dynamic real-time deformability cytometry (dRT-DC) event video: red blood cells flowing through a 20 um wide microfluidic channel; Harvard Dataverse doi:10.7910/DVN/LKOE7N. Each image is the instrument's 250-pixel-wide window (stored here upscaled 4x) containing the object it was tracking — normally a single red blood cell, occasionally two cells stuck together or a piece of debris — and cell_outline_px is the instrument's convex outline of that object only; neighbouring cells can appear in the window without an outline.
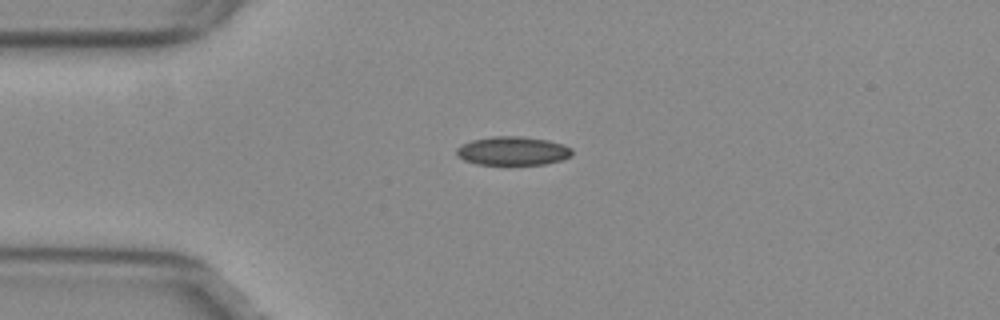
{"species": "common noctule bat (a hibernating species)", "species_latin": "Nyctalus noctula", "temperature_condition": "warm", "stored_images_in_passage": 19, "camera_frame_rate_fps": 3000, "um_per_image_px": 0.085, "animal": {"sex": "female", "body_mass_g": 29.2, "forearm_length_mm": 56.3}, "frame": {"image": 1, "passage_image": 1, "time_ms": 0.0, "image_size_px": [1000, 320], "cell_outline_px": [[572, 156], [560, 160], [544, 164], [476, 164], [464, 160], [456, 156], [456, 148], [472, 140], [492, 136], [520, 136], [548, 140], [564, 144], [572, 148]], "centroid_in_image_um": [43.59, 12.82], "position_along_channel_um": 41.4, "area_um2": 19.31}}